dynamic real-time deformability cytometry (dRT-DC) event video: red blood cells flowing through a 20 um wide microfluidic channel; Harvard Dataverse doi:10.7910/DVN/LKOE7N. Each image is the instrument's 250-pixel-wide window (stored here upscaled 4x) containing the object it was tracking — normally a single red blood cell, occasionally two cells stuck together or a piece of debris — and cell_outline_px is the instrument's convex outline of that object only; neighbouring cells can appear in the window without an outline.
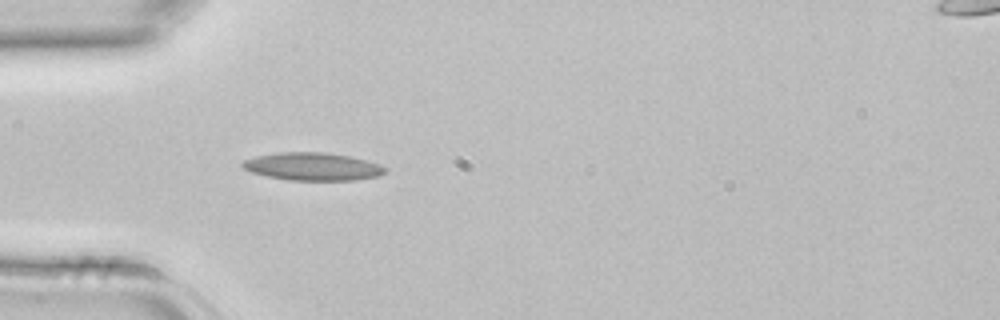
{"species": "common noctule bat (a hibernating species)", "species_latin": "Nyctalus noctula", "temperature_condition": "room temperature", "stored_images_in_passage": 4, "camera_frame_rate_fps": 3000, "um_per_image_px": 0.085, "animal": {"sex": "female", "body_mass_g": 22.7, "forearm_length_mm": 54.2}, "frame": {"image": 1, "passage_image": 4, "time_ms": 1.0, "image_size_px": [1000, 320], "cell_outline_px": [[384, 172], [380, 176], [356, 180], [288, 180], [268, 176], [252, 172], [244, 168], [240, 164], [244, 160], [256, 156], [280, 152], [324, 152], [348, 156], [380, 164], [384, 168]], "centroid_in_image_um": [26.56, 14.16], "position_along_channel_um": 58.4, "area_um2": 22.89}}